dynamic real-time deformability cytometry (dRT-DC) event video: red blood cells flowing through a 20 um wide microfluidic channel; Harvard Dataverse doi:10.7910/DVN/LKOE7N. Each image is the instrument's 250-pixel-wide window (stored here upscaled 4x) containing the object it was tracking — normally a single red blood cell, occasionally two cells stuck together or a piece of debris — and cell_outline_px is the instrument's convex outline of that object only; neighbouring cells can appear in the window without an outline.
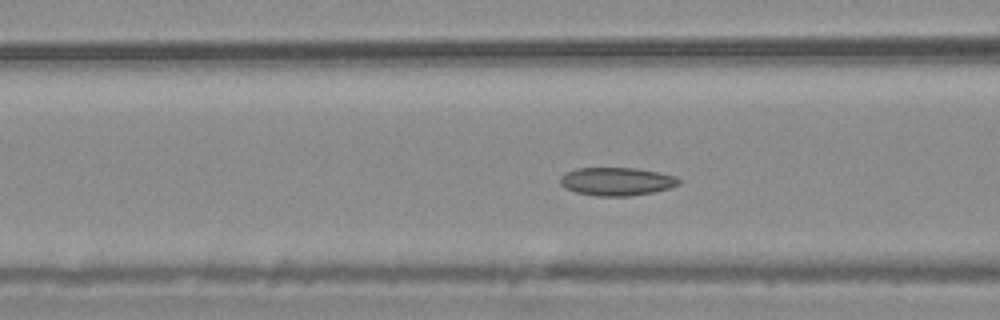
{"species": "common noctule bat (a hibernating species)", "species_latin": "Nyctalus noctula", "temperature_condition": "warm", "stored_images_in_passage": 38, "camera_frame_rate_fps": 3000, "um_per_image_px": 0.085, "animal": {"sex": "male", "body_mass_g": 20.4}, "frame": {"image": 1, "passage_image": 4, "time_ms": 1.0, "image_size_px": [1000, 320], "cell_outline_px": [[680, 184], [668, 188], [652, 192], [628, 196], [596, 196], [576, 192], [564, 188], [560, 184], [560, 176], [576, 168], [636, 168], [676, 176], [680, 180]], "centroid_in_image_um": [52.39, 15.42], "position_along_channel_um": 114.2, "area_um2": 19.36}}
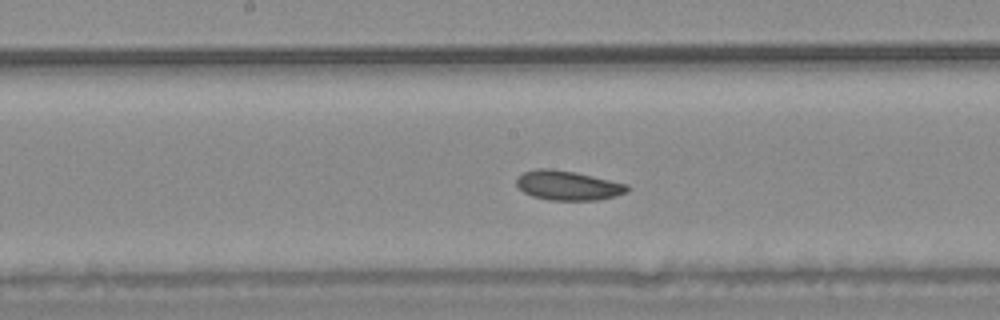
{"frame": {"image": 2, "passage_image": 11, "time_ms": 3.333, "image_size_px": [1000, 320], "cell_outline_px": [[632, 188], [628, 192], [616, 196], [600, 200], [548, 200], [532, 196], [524, 192], [516, 184], [516, 180], [524, 172], [536, 168], [548, 168], [576, 172], [628, 184]], "centroid_in_image_um": [48.32, 15.77], "position_along_channel_um": 199.9, "area_um2": 19.19}}
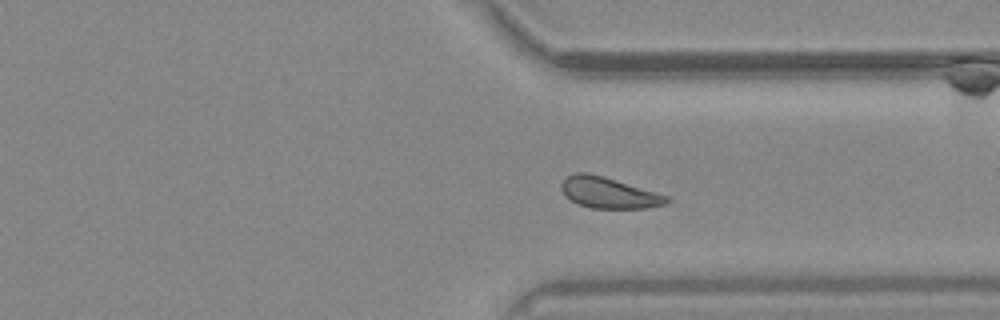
{"frame": {"image": 3, "passage_image": 24, "time_ms": 7.667, "image_size_px": [1000, 320], "cell_outline_px": [[672, 200], [664, 204], [644, 208], [588, 208], [576, 204], [564, 196], [560, 188], [560, 184], [568, 176], [576, 172], [588, 172], [604, 176], [668, 196]], "centroid_in_image_um": [51.68, 16.38], "position_along_channel_um": 359.7, "area_um2": 19.13}}